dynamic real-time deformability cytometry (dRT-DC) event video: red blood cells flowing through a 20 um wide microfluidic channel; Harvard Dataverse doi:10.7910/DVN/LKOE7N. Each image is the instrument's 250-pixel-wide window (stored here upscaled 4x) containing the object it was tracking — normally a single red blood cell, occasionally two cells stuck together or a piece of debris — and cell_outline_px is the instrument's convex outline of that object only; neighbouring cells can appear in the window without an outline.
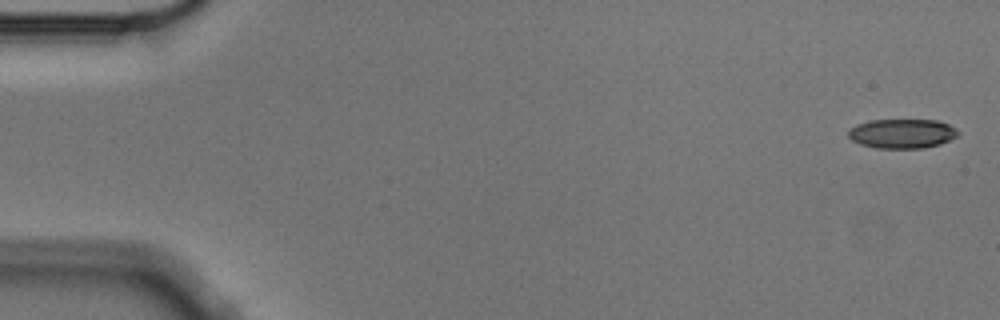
{"species": "Egyptian fruit bat (a non-hibernating species)", "species_latin": "Rousettus aegyptiacus", "temperature_condition": "cold", "stored_images_in_passage": 6, "camera_frame_rate_fps": 3000, "um_per_image_px": 0.085, "animal": {"sex": "male"}, "frame": {"image": 1, "passage_image": 1, "time_ms": 0.0, "image_size_px": [1000, 320], "cell_outline_px": [[960, 132], [956, 136], [940, 144], [924, 148], [876, 148], [860, 144], [852, 140], [848, 136], [848, 132], [856, 124], [872, 120], [936, 120], [948, 124], [956, 128]], "centroid_in_image_um": [76.68, 11.35], "position_along_channel_um": 8.3, "area_um2": 18.73}}
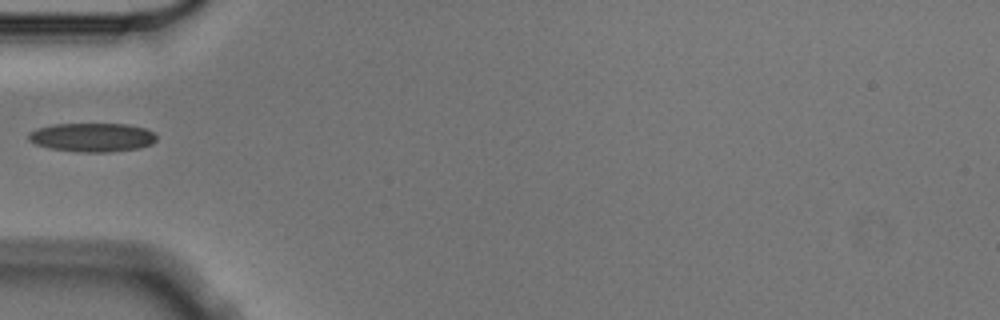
{"frame": {"image": 2, "passage_image": 5, "time_ms": 1.333, "image_size_px": [1000, 320], "cell_outline_px": [[156, 140], [152, 144], [140, 148], [112, 152], [76, 152], [48, 148], [36, 144], [28, 140], [28, 132], [36, 128], [56, 124], [128, 124], [144, 128], [152, 132], [156, 136]], "centroid_in_image_um": [7.82, 11.68], "position_along_channel_um": 77.2, "area_um2": 21.68}}
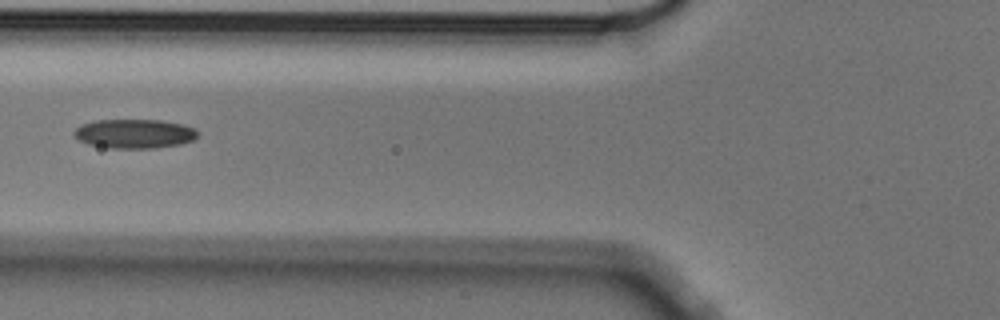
{"frame": {"image": 3, "passage_image": 6, "time_ms": 1.667, "image_size_px": [1000, 320], "cell_outline_px": [[200, 132], [192, 140], [180, 144], [152, 148], [108, 148], [88, 144], [80, 140], [72, 132], [80, 124], [96, 120], [160, 120], [184, 124], [196, 128]], "centroid_in_image_um": [11.44, 11.35], "position_along_channel_um": 114.4, "area_um2": 21.1}}